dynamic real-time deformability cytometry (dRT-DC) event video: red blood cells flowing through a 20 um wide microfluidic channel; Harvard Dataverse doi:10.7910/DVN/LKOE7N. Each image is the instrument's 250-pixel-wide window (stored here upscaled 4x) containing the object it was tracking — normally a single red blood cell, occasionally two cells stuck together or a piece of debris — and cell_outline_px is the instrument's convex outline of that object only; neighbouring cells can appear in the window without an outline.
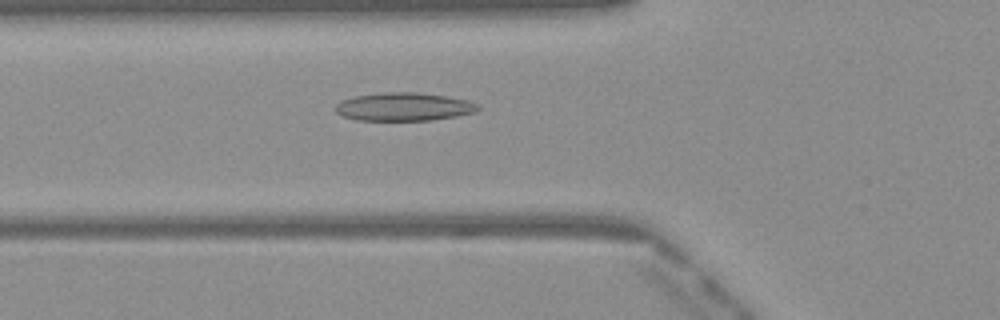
{"species": "Egyptian fruit bat (a non-hibernating species)", "species_latin": "Rousettus aegyptiacus", "temperature_condition": "warm", "stored_images_in_passage": 50, "camera_frame_rate_fps": 3000, "um_per_image_px": 0.085, "frame": {"image": 1, "passage_image": 18, "time_ms": 5.667, "image_size_px": [1000, 320], "cell_outline_px": [[480, 108], [476, 112], [456, 116], [432, 120], [356, 120], [344, 116], [336, 112], [336, 104], [344, 100], [356, 96], [384, 92], [416, 92], [444, 96], [464, 100], [480, 104]], "centroid_in_image_um": [34.35, 9.08], "position_along_channel_um": 91.5, "area_um2": 23.18}}
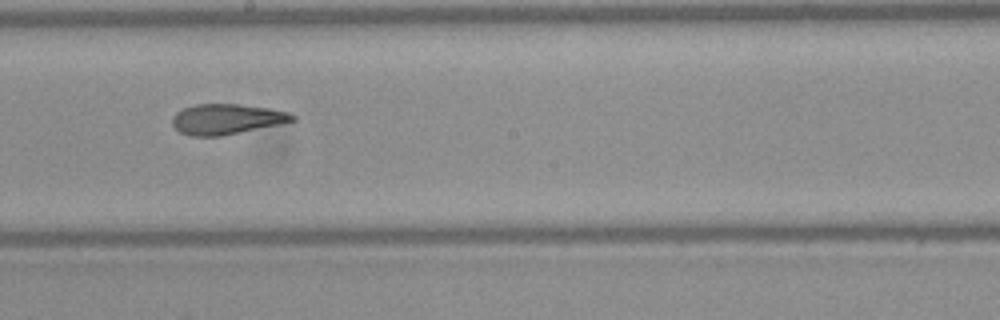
{"frame": {"image": 2, "passage_image": 28, "time_ms": 9.0, "image_size_px": [1000, 320], "cell_outline_px": [[296, 120], [280, 124], [220, 136], [192, 136], [180, 132], [172, 124], [172, 116], [176, 112], [184, 108], [196, 104], [236, 104], [268, 108], [288, 112], [296, 116]], "centroid_in_image_um": [19.25, 10.12], "position_along_channel_um": 229.0, "area_um2": 21.1}}
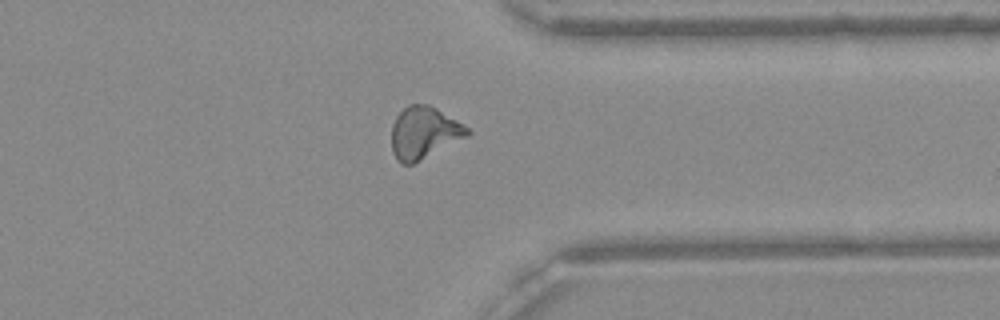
{"frame": {"image": 3, "passage_image": 39, "time_ms": 12.667, "image_size_px": [1000, 320], "cell_outline_px": [[472, 132], [468, 136], [412, 164], [400, 164], [396, 160], [392, 152], [392, 124], [396, 116], [408, 104], [428, 104], [436, 108], [456, 120], [468, 128]], "centroid_in_image_um": [36.01, 11.28], "position_along_channel_um": 375.4, "area_um2": 22.83}, "authors_computed_cell_mechanics": {"area_um2": 22.3397, "velocity_mm_per_s": 4.0941, "shape_relaxation_time_tau1_ms": null, "shape_relaxation_time_tau2_ms": 2.5732, "deformation_change_tau1": null, "deformation_change_tau2": 0.1088}}